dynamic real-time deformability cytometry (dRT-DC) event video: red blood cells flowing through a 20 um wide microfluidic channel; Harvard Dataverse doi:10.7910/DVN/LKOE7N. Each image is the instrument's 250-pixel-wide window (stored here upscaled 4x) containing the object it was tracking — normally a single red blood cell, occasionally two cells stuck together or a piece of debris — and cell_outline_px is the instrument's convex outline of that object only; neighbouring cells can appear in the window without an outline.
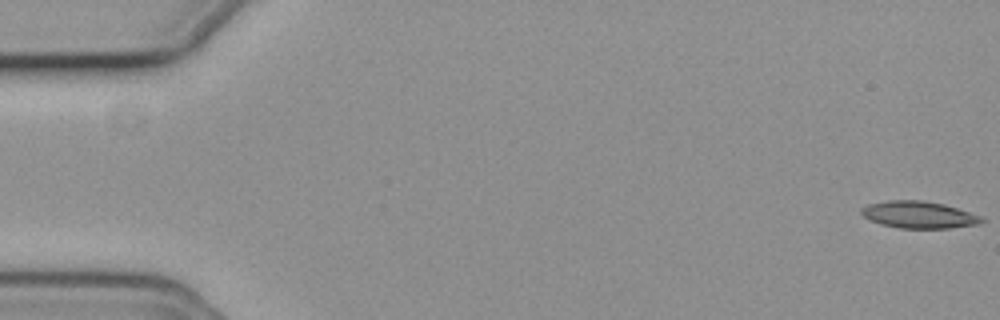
{"species": "common noctule bat (a hibernating species)", "species_latin": "Nyctalus noctula", "temperature_condition": "cold", "stored_images_in_passage": 57, "camera_frame_rate_fps": 3000, "um_per_image_px": 0.085, "animal": {"sex": "female", "body_mass_g": 19.3, "forearm_length_mm": 54.1}, "frame": {"image": 1, "passage_image": 1, "time_ms": 0.0, "image_size_px": [1000, 320], "cell_outline_px": [[984, 220], [976, 224], [948, 228], [900, 228], [880, 224], [864, 216], [860, 212], [860, 208], [868, 204], [888, 200], [924, 200], [944, 204], [980, 216]], "centroid_in_image_um": [78.04, 18.24], "position_along_channel_um": 7.0, "area_um2": 18.67}}
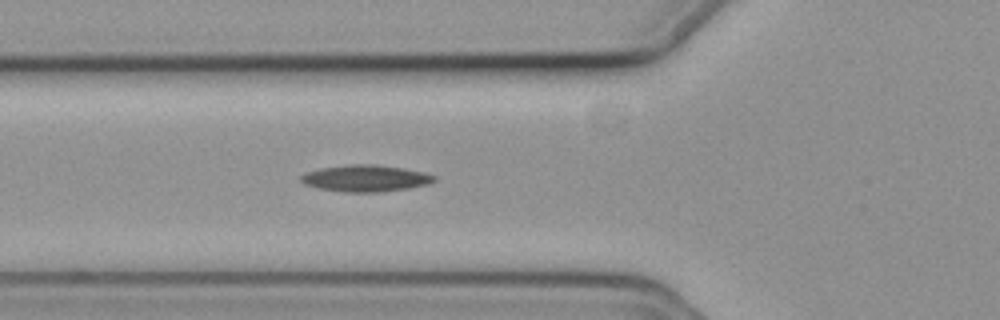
{"frame": {"image": 2, "passage_image": 21, "time_ms": 6.667, "image_size_px": [1000, 320], "cell_outline_px": [[436, 180], [428, 184], [408, 188], [380, 192], [344, 192], [320, 188], [304, 184], [300, 180], [300, 176], [308, 172], [320, 168], [348, 164], [376, 164], [404, 168], [424, 172], [436, 176]], "centroid_in_image_um": [31.09, 15.15], "position_along_channel_um": 94.7, "area_um2": 20.69}}
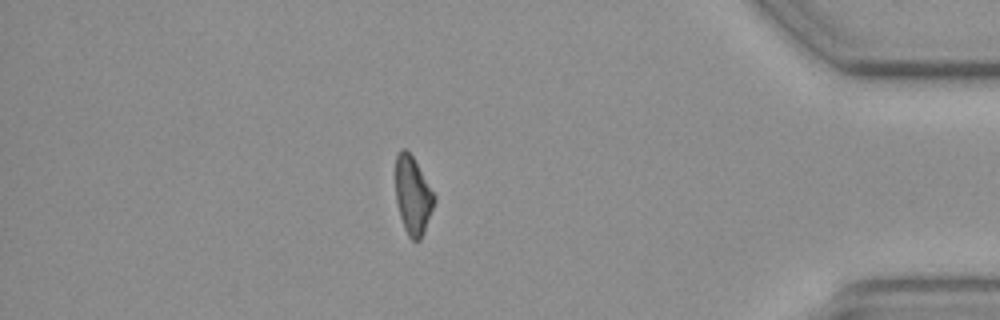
{"frame": {"image": 3, "passage_image": 49, "time_ms": 16.0, "image_size_px": [1000, 320], "cell_outline_px": [[436, 200], [424, 232], [420, 240], [412, 240], [408, 236], [404, 228], [400, 216], [396, 200], [396, 156], [400, 148], [404, 148], [412, 156], [436, 196]], "centroid_in_image_um": [35.09, 16.63], "position_along_channel_um": 400.1, "area_um2": 17.46}}